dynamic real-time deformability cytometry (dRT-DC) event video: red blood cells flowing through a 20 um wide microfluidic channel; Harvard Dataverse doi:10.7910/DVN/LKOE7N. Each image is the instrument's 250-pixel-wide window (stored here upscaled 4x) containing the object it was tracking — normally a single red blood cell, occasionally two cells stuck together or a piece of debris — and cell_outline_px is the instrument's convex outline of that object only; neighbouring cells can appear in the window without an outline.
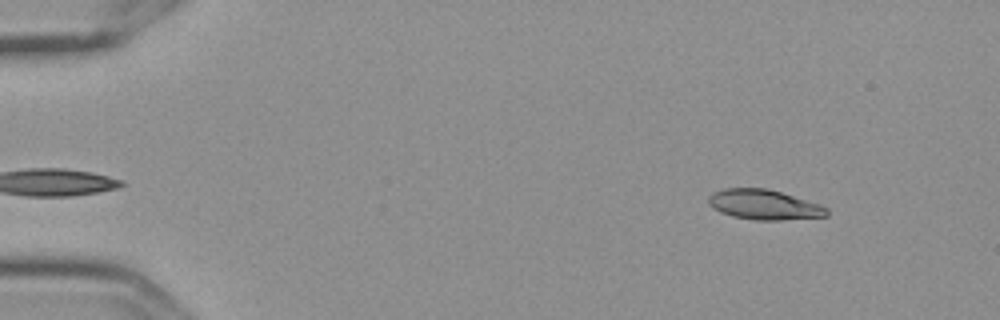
{"species": "Egyptian fruit bat (a non-hibernating species)", "species_latin": "Rousettus aegyptiacus", "temperature_condition": "cold", "stored_images_in_passage": 53, "camera_frame_rate_fps": 3000, "um_per_image_px": 0.085, "frame": {"image": 1, "passage_image": 3, "time_ms": 0.667, "image_size_px": [1000, 320], "cell_outline_px": [[828, 216], [780, 220], [756, 220], [732, 216], [720, 212], [708, 204], [708, 196], [712, 192], [724, 188], [768, 188], [820, 204], [828, 208]], "centroid_in_image_um": [64.93, 17.39], "position_along_channel_um": 20.1, "area_um2": 20.75}}
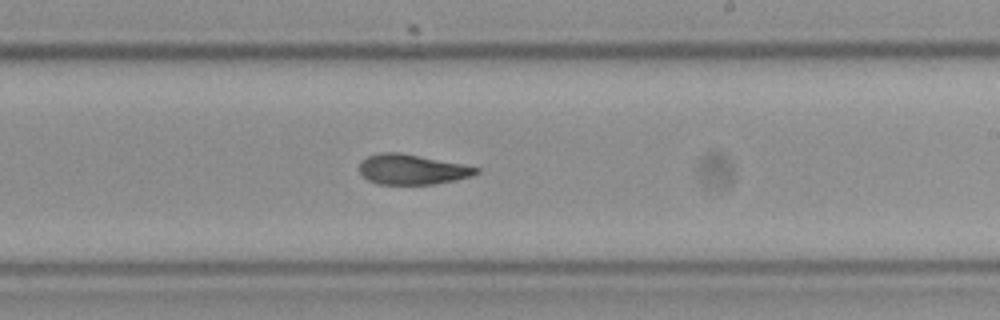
{"frame": {"image": 2, "passage_image": 31, "time_ms": 10.0, "image_size_px": [1000, 320], "cell_outline_px": [[480, 172], [472, 176], [456, 180], [432, 184], [376, 184], [368, 180], [360, 172], [360, 164], [368, 156], [380, 152], [400, 152], [480, 168]], "centroid_in_image_um": [35.03, 14.4], "position_along_channel_um": 254.0, "area_um2": 20.29}}
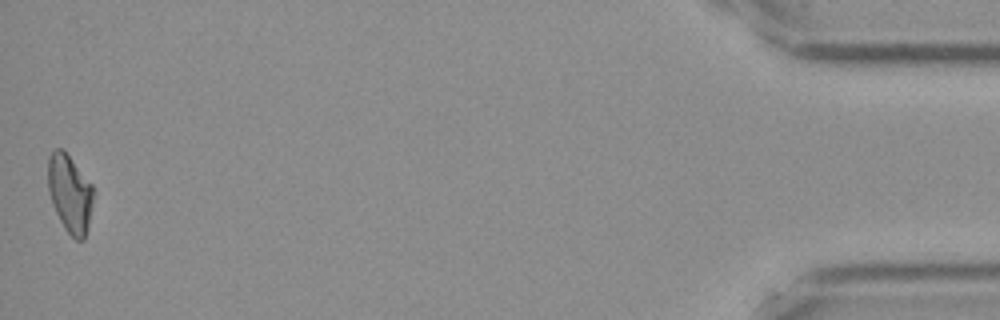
{"frame": {"image": 3, "passage_image": 53, "time_ms": 17.333, "image_size_px": [1000, 320], "cell_outline_px": [[92, 200], [88, 224], [84, 240], [76, 240], [64, 228], [52, 204], [48, 192], [48, 156], [56, 148], [64, 148], [92, 184]], "centroid_in_image_um": [5.91, 16.4], "position_along_channel_um": 429.3, "area_um2": 20.52}, "authors_computed_cell_mechanics": {"area_um2": 21.0392, "velocity_mm_per_s": 3.5797, "shape_relaxation_time_tau1_ms": 5.172, "shape_relaxation_time_tau2_ms": 3.4969, "deformation_change_tau1": 0.1486, "deformation_change_tau2": 0.0936}}